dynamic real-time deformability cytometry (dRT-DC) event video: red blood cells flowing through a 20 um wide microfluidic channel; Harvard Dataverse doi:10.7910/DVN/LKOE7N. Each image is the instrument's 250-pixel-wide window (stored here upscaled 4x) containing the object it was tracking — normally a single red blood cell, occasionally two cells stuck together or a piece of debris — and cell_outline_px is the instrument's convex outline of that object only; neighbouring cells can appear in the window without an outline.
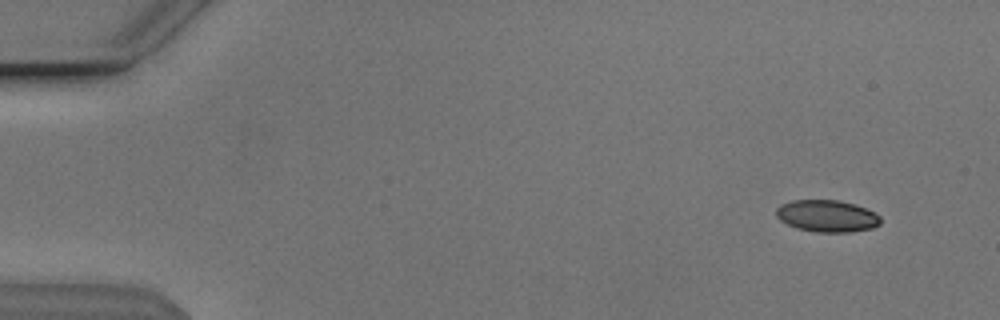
{"species": "Egyptian fruit bat (a non-hibernating species)", "species_latin": "Rousettus aegyptiacus", "temperature_condition": "cold", "stored_images_in_passage": 11, "camera_frame_rate_fps": 3000, "um_per_image_px": 0.085, "animal": {"sex": "male"}, "frame": {"image": 1, "passage_image": 4, "time_ms": 1.0, "image_size_px": [1000, 320], "cell_outline_px": [[880, 224], [872, 228], [848, 232], [816, 232], [796, 228], [780, 220], [776, 216], [776, 208], [780, 204], [792, 200], [840, 200], [856, 204], [876, 212], [880, 216]], "centroid_in_image_um": [70.3, 18.35], "position_along_channel_um": 14.7, "area_um2": 19.59}}